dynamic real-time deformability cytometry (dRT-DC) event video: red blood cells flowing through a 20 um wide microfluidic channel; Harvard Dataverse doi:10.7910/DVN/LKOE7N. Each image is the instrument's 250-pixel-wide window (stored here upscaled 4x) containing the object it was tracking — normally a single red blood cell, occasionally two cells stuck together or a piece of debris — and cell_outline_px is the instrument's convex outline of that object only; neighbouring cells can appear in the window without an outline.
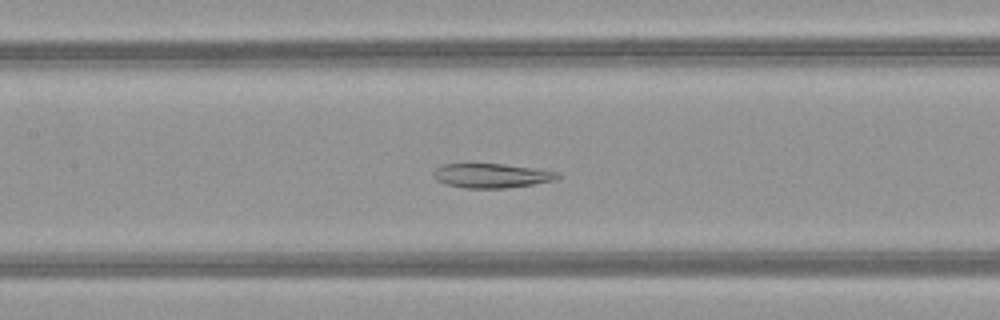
{"species": "common noctule bat (a hibernating species)", "species_latin": "Nyctalus noctula", "temperature_condition": "warm", "stored_images_in_passage": 51, "camera_frame_rate_fps": 3000, "um_per_image_px": 0.085, "animal": {"sex": "female", "body_mass_g": 21.9}, "frame": {"image": 1, "passage_image": 24, "time_ms": 7.667, "image_size_px": [1000, 320], "cell_outline_px": [[560, 176], [556, 180], [532, 184], [504, 188], [464, 188], [448, 184], [436, 180], [432, 176], [432, 172], [436, 168], [444, 164], [504, 164], [536, 168], [556, 172]], "centroid_in_image_um": [41.76, 14.92], "position_along_channel_um": 165.6, "area_um2": 17.51}}
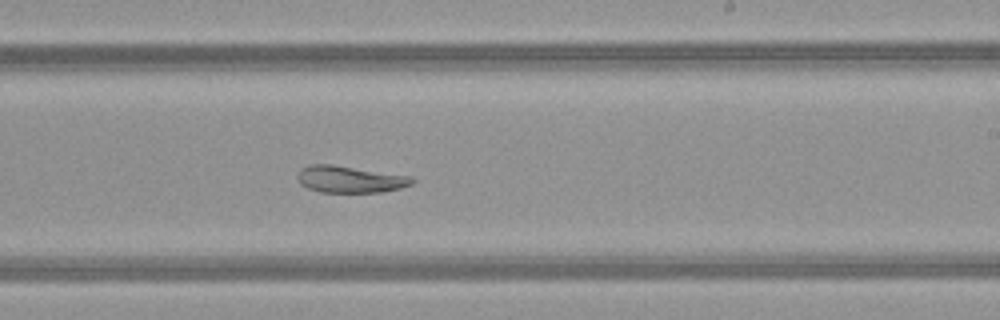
{"frame": {"image": 2, "passage_image": 31, "time_ms": 10.0, "image_size_px": [1000, 320], "cell_outline_px": [[416, 180], [412, 184], [400, 188], [380, 192], [320, 192], [308, 188], [300, 184], [296, 176], [300, 168], [308, 164], [332, 164], [412, 176]], "centroid_in_image_um": [29.73, 15.23], "position_along_channel_um": 259.3, "area_um2": 18.09}}
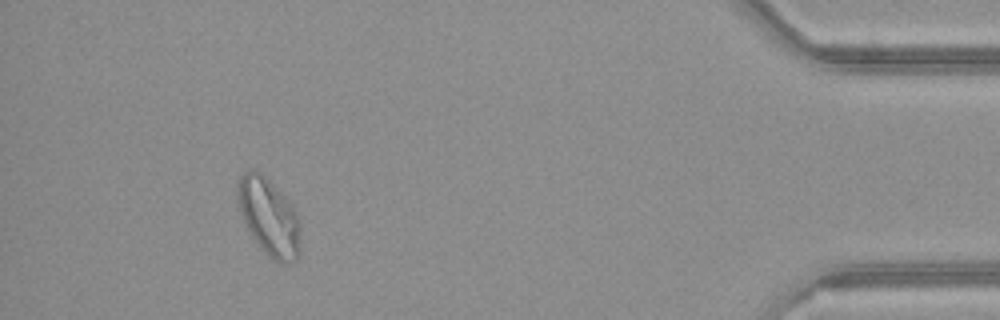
{"frame": {"image": 3, "passage_image": 47, "time_ms": 15.333, "image_size_px": [1000, 320], "cell_outline_px": [[300, 256], [292, 264], [280, 264], [268, 256], [260, 248], [252, 236], [244, 220], [236, 200], [236, 180], [248, 168], [252, 168], [260, 172], [292, 204], [300, 220]], "centroid_in_image_um": [22.86, 18.45], "position_along_channel_um": 412.3, "area_um2": 28.84}}